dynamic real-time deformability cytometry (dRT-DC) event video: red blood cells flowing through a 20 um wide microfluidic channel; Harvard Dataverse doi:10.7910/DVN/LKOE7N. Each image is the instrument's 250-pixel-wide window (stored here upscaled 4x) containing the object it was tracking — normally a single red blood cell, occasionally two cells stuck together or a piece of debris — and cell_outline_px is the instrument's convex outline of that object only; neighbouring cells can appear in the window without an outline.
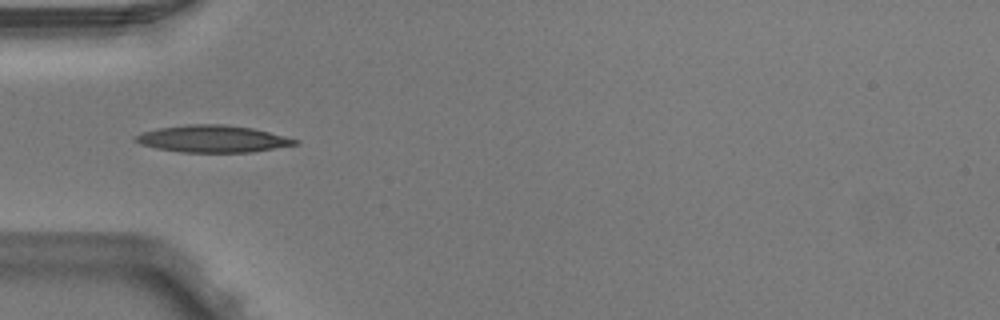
{"species": "Egyptian fruit bat (a non-hibernating species)", "species_latin": "Rousettus aegyptiacus", "temperature_condition": "warm", "stored_images_in_passage": 4, "camera_frame_rate_fps": 3000, "um_per_image_px": 0.085, "animal": {"sex": "male"}, "frame": {"image": 1, "passage_image": 4, "time_ms": 1.0, "image_size_px": [1000, 320], "cell_outline_px": [[300, 144], [252, 152], [184, 152], [156, 148], [140, 144], [132, 140], [136, 136], [144, 132], [160, 128], [188, 124], [224, 124], [252, 128], [300, 140]], "centroid_in_image_um": [18.11, 11.8], "position_along_channel_um": 66.9, "area_um2": 24.97}}